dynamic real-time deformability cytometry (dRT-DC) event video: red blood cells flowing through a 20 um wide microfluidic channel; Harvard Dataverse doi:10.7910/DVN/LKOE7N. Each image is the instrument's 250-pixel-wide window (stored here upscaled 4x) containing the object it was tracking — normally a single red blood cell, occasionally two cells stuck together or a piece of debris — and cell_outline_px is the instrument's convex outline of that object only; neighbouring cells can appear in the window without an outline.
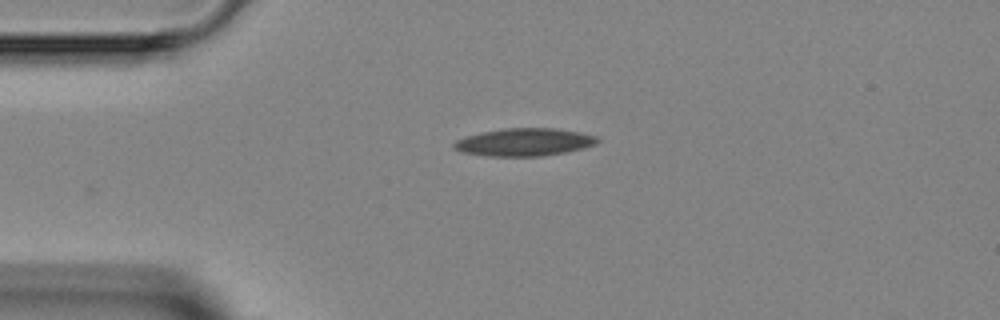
{"species": "Egyptian fruit bat (a non-hibernating species)", "species_latin": "Rousettus aegyptiacus", "temperature_condition": "room temperature", "stored_images_in_passage": 3, "camera_frame_rate_fps": 3000, "um_per_image_px": 0.085, "animal": {"sex": "female"}, "frame": {"image": 1, "passage_image": 3, "time_ms": 2.333, "image_size_px": [1000, 320], "cell_outline_px": [[600, 140], [596, 144], [584, 148], [564, 152], [540, 156], [488, 156], [460, 152], [452, 148], [452, 144], [456, 140], [464, 136], [480, 132], [504, 128], [556, 128], [580, 132], [596, 136]], "centroid_in_image_um": [44.52, 12.07], "position_along_channel_um": 40.5, "area_um2": 23.35}}